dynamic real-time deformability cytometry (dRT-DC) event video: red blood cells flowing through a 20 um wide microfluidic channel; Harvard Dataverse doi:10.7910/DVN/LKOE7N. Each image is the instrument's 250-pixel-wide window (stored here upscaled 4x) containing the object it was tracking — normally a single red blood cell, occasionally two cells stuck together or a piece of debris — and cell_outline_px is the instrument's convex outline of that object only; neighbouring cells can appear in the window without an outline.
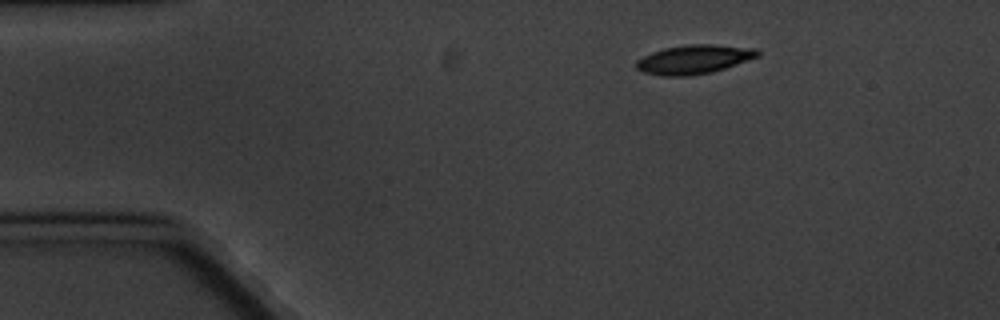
{"species": "common noctule bat (a hibernating species)", "species_latin": "Nyctalus noctula", "temperature_condition": "cold", "stored_images_in_passage": 6, "segment_of_instrument_passage": [2, 2], "camera_frame_rate_fps": 3000, "um_per_image_px": 0.085, "animal": {"sex": "male", "body_mass_g": 20.1, "forearm_length_mm": 53.5}, "frame": {"image": 1, "passage_image": 6, "time_ms": 7.0, "image_size_px": [1000, 320], "cell_outline_px": [[760, 56], [712, 72], [688, 76], [660, 76], [644, 72], [636, 68], [636, 60], [652, 52], [664, 48], [684, 44], [712, 44], [756, 48], [760, 52]], "centroid_in_image_um": [58.98, 5.04], "position_along_channel_um": 26.0, "area_um2": 20.58}}